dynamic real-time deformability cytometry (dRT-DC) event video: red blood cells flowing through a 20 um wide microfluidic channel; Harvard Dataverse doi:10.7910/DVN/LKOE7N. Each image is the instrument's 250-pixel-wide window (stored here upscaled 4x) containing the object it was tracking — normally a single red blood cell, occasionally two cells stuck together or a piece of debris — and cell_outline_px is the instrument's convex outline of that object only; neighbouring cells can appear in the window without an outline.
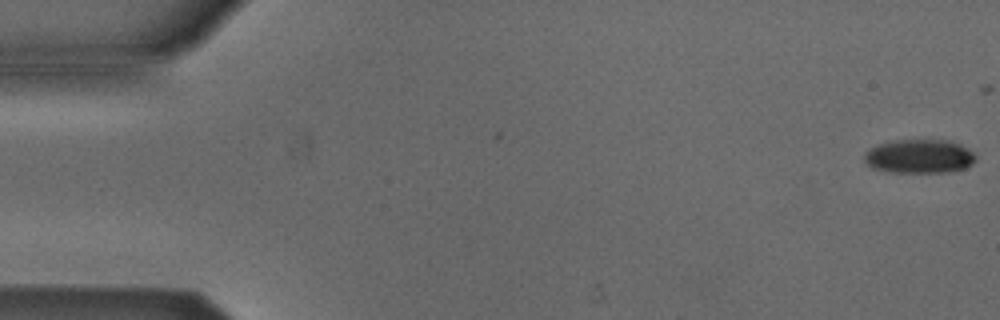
{"species": "Egyptian fruit bat (a non-hibernating species)", "species_latin": "Rousettus aegyptiacus", "temperature_condition": "cold", "stored_images_in_passage": 5, "camera_frame_rate_fps": 3000, "um_per_image_px": 0.085, "animal": {"sex": "male"}, "frame": {"image": 1, "passage_image": 1, "time_ms": 0.0, "image_size_px": [1000, 320], "cell_outline_px": [[976, 160], [972, 164], [964, 168], [948, 172], [892, 172], [872, 168], [864, 160], [864, 152], [880, 144], [896, 140], [948, 140], [960, 144], [968, 148], [976, 156]], "centroid_in_image_um": [78.16, 13.29], "position_along_channel_um": 6.8, "area_um2": 21.91}}
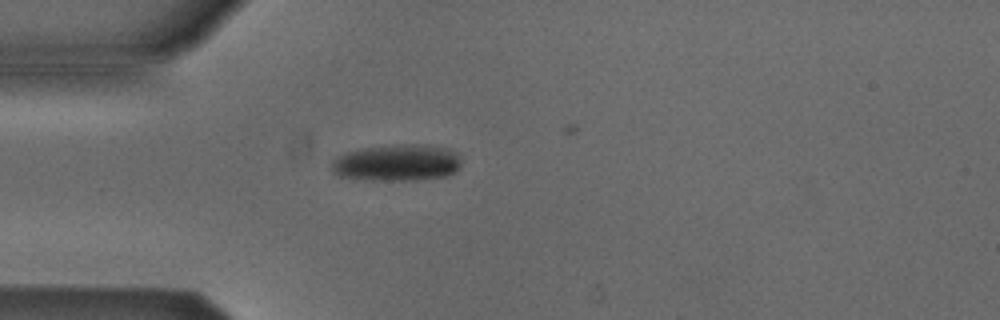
{"frame": {"image": 2, "passage_image": 5, "time_ms": 4.667, "image_size_px": [1000, 320], "cell_outline_px": [[460, 168], [456, 172], [444, 176], [416, 180], [372, 180], [340, 176], [332, 172], [332, 160], [348, 152], [364, 148], [408, 144], [412, 144], [444, 148], [456, 152], [460, 156]], "centroid_in_image_um": [33.77, 13.85], "position_along_channel_um": 51.2, "area_um2": 27.28}}